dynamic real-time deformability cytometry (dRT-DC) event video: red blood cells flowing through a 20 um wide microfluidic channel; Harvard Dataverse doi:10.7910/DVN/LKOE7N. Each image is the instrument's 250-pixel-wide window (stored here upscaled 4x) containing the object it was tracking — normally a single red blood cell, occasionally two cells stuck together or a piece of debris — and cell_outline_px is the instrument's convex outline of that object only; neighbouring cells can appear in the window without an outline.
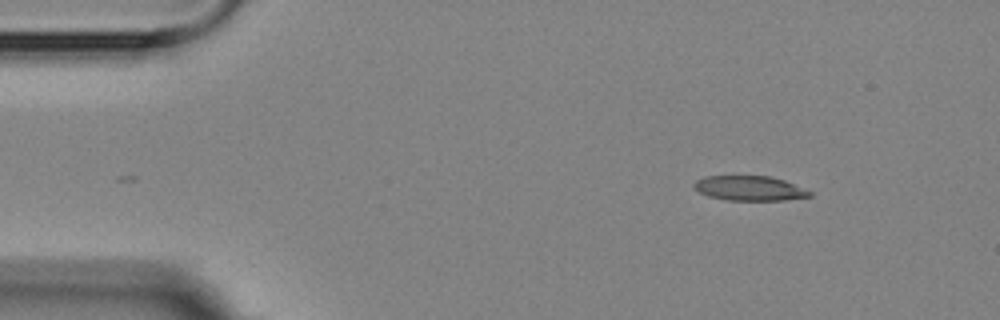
{"species": "Egyptian fruit bat (a non-hibernating species)", "species_latin": "Rousettus aegyptiacus", "temperature_condition": "room temperature", "stored_images_in_passage": 4, "camera_frame_rate_fps": 3000, "um_per_image_px": 0.085, "animal": {"sex": "female"}, "frame": {"image": 1, "passage_image": 1, "time_ms": 0.0, "image_size_px": [1000, 320], "cell_outline_px": [[812, 196], [784, 200], [724, 200], [708, 196], [700, 192], [692, 184], [696, 180], [704, 176], [772, 176], [784, 180], [812, 192]], "centroid_in_image_um": [63.7, 16.0], "position_along_channel_um": 21.3, "area_um2": 16.65}}
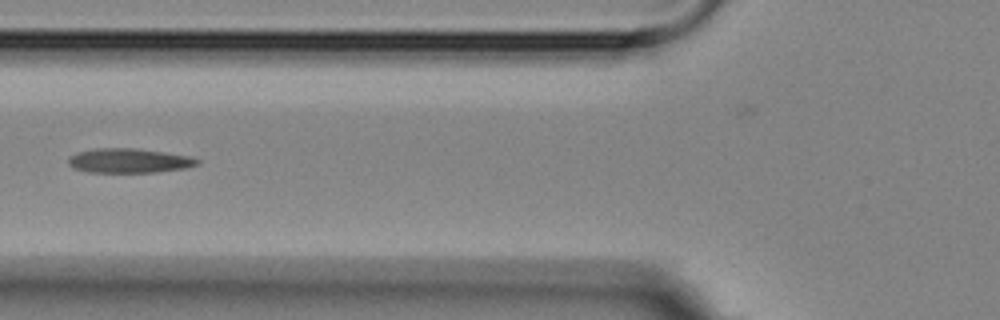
{"frame": {"image": 2, "passage_image": 4, "time_ms": 4.667, "image_size_px": [1000, 320], "cell_outline_px": [[200, 164], [188, 168], [156, 172], [88, 172], [72, 168], [68, 164], [68, 156], [76, 152], [96, 148], [136, 148], [192, 156], [200, 160]], "centroid_in_image_um": [10.98, 13.65], "position_along_channel_um": 114.8, "area_um2": 18.67}}